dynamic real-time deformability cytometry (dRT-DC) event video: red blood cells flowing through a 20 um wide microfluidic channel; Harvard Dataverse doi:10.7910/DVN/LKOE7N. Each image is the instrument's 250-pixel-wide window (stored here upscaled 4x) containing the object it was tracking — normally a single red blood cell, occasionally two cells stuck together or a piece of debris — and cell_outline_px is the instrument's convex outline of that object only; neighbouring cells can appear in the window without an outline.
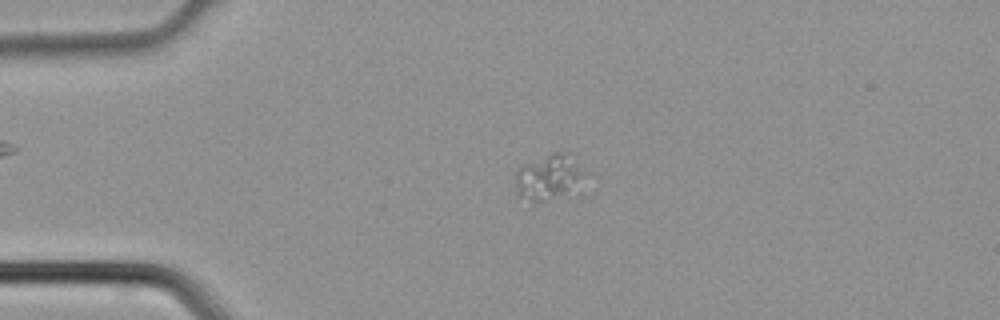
{"species": "common noctule bat (a hibernating species)", "species_latin": "Nyctalus noctula", "temperature_condition": "cold", "stored_images_in_passage": 45, "camera_frame_rate_fps": 3000, "um_per_image_px": 0.085, "animal": {"sex": "male", "body_mass_g": 21.5, "forearm_length_mm": 52.0}, "frame": {"image": 1, "passage_image": 11, "time_ms": 3.333, "image_size_px": [1000, 320], "cell_outline_px": [[588, 196], [528, 208], [516, 196], [516, 172], [524, 164], [552, 152], [564, 152], [588, 172]], "centroid_in_image_um": [46.84, 15.34], "position_along_channel_um": 38.2, "area_um2": 22.14}}
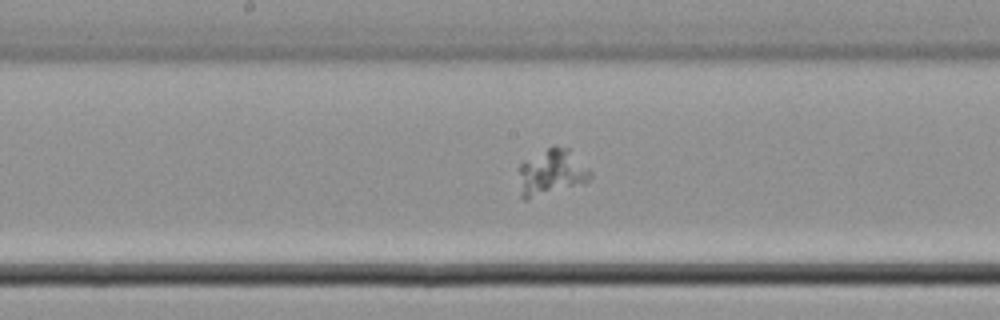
{"frame": {"image": 2, "passage_image": 24, "time_ms": 7.667, "image_size_px": [1000, 320], "cell_outline_px": [[592, 176], [584, 184], [528, 200], [524, 200], [520, 196], [520, 164], [524, 160], [548, 148], [568, 148], [592, 172]], "centroid_in_image_um": [46.88, 14.71], "position_along_channel_um": 201.3, "area_um2": 19.07}}
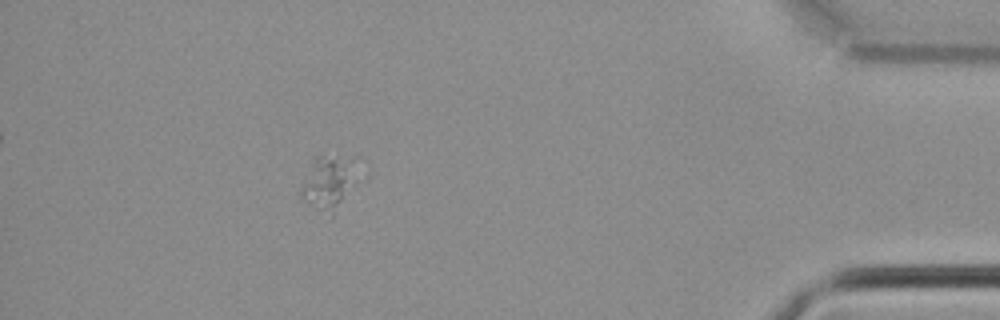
{"frame": {"image": 3, "passage_image": 41, "time_ms": 13.333, "image_size_px": [1000, 320], "cell_outline_px": [[356, 180], [332, 216], [316, 208], [300, 196], [300, 188], [316, 156], [336, 156], [344, 160]], "centroid_in_image_um": [27.81, 15.6], "position_along_channel_um": 407.4, "area_um2": 15.9}}